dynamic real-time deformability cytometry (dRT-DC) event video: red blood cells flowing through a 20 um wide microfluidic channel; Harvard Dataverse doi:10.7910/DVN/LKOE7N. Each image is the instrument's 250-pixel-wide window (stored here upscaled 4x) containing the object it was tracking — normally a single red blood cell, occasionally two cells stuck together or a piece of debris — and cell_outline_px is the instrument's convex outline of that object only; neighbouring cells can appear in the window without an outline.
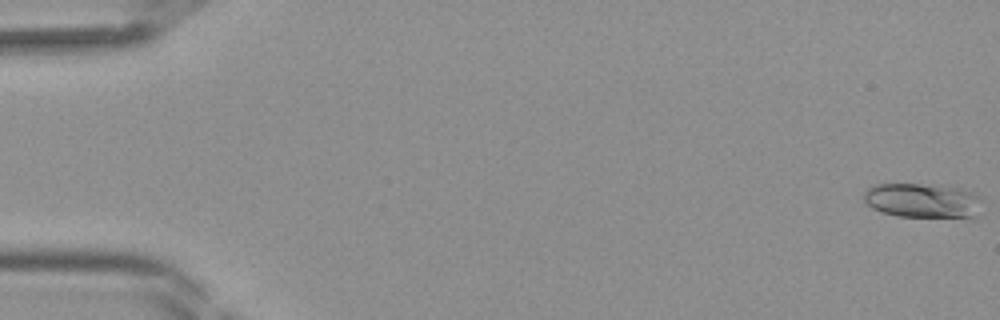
{"species": "Egyptian fruit bat (a non-hibernating species)", "species_latin": "Rousettus aegyptiacus", "temperature_condition": "room temperature", "stored_images_in_passage": 42, "camera_frame_rate_fps": 3000, "um_per_image_px": 0.085, "frame": {"image": 1, "passage_image": 1, "time_ms": 0.0, "image_size_px": [1000, 320], "cell_outline_px": [[980, 200], [976, 216], [972, 220], [896, 216], [880, 212], [872, 208], [864, 200], [864, 192], [868, 188], [876, 184], [920, 184], [960, 188], [972, 192]], "centroid_in_image_um": [78.44, 17.1], "position_along_channel_um": 6.6, "area_um2": 24.39}}
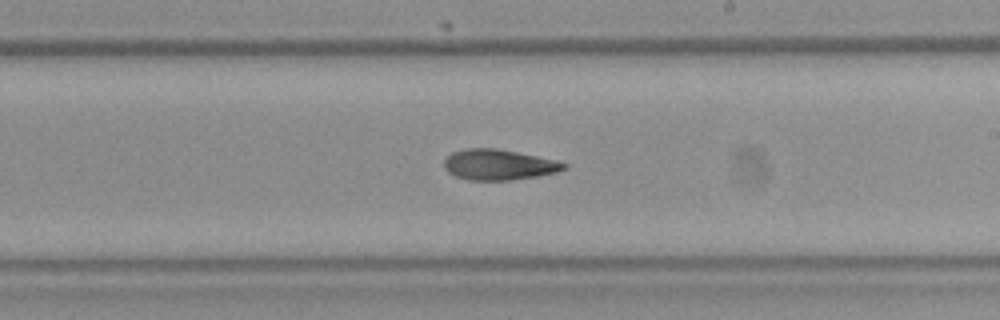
{"frame": {"image": 2, "passage_image": 25, "time_ms": 8.0, "image_size_px": [1000, 320], "cell_outline_px": [[568, 168], [556, 172], [536, 176], [508, 180], [468, 180], [456, 176], [448, 172], [444, 168], [444, 160], [452, 152], [468, 148], [496, 148], [556, 160], [568, 164]], "centroid_in_image_um": [42.38, 14.0], "position_along_channel_um": 246.6, "area_um2": 21.21}}
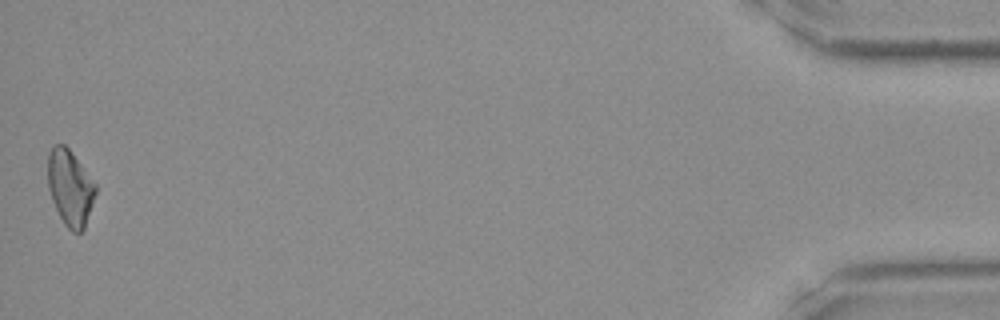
{"frame": {"image": 3, "passage_image": 42, "time_ms": 13.667, "image_size_px": [1000, 320], "cell_outline_px": [[96, 192], [84, 228], [80, 232], [72, 232], [64, 224], [52, 200], [48, 188], [48, 152], [52, 144], [64, 144], [68, 148], [96, 184]], "centroid_in_image_um": [5.94, 15.93], "position_along_channel_um": 429.3, "area_um2": 20.87}}